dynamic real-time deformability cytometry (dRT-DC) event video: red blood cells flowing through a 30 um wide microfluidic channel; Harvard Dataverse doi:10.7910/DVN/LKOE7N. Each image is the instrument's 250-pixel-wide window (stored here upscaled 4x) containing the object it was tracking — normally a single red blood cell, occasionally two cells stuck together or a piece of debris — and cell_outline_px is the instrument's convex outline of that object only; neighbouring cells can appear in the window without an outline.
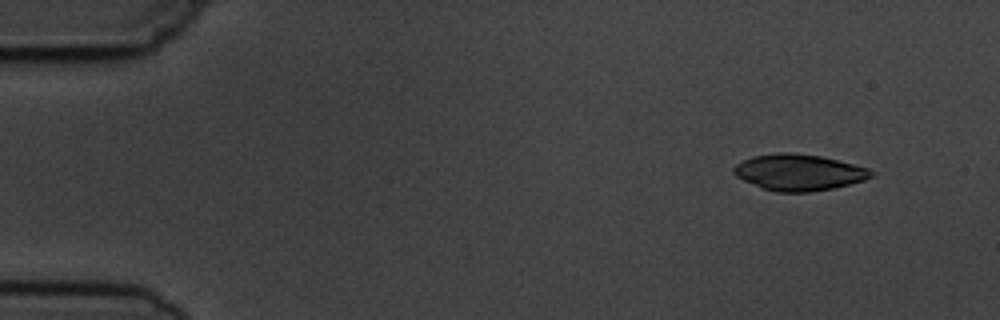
{"species": "common noctule bat (a hibernating species)", "species_latin": "Nyctalus noctula", "temperature_condition": "cold", "stored_images_in_passage": 4, "camera_frame_rate_fps": 3000, "um_per_image_px": 0.085, "animal": {"sex": "male", "body_mass_g": 19.5, "forearm_length_mm": 54.6}, "frame": {"image": 1, "passage_image": 1, "time_ms": 0.0, "image_size_px": [1000, 320], "cell_outline_px": [[872, 176], [864, 180], [832, 188], [808, 192], [776, 192], [764, 188], [744, 180], [736, 176], [732, 172], [732, 168], [736, 164], [752, 156], [780, 152], [788, 152], [820, 156], [868, 168], [872, 172]], "centroid_in_image_um": [67.86, 14.64], "position_along_channel_um": 17.1, "area_um2": 28.61}}